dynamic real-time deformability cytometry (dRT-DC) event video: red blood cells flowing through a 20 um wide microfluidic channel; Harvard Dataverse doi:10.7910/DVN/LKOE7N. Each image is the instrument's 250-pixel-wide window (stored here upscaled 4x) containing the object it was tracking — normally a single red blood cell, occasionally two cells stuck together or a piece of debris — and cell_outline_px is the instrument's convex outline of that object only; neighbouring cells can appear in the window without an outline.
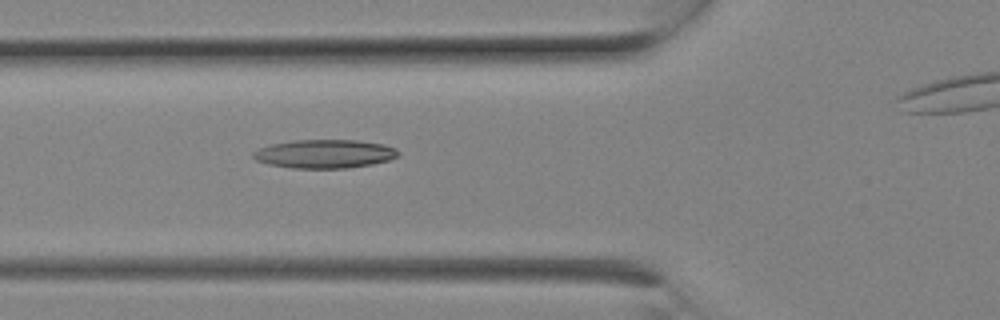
{"species": "Egyptian fruit bat (a non-hibernating species)", "species_latin": "Rousettus aegyptiacus", "temperature_condition": "room temperature", "stored_images_in_passage": 9, "camera_frame_rate_fps": 3000, "um_per_image_px": 0.085, "animal": {"sex": "female"}, "frame": {"image": 1, "passage_image": 8, "time_ms": 2.333, "image_size_px": [1000, 320], "cell_outline_px": [[400, 152], [396, 156], [388, 160], [372, 164], [348, 168], [292, 168], [268, 164], [256, 160], [252, 156], [252, 152], [260, 148], [272, 144], [296, 140], [356, 140], [384, 144], [396, 148]], "centroid_in_image_um": [27.59, 13.08], "position_along_channel_um": 98.2, "area_um2": 24.1}}